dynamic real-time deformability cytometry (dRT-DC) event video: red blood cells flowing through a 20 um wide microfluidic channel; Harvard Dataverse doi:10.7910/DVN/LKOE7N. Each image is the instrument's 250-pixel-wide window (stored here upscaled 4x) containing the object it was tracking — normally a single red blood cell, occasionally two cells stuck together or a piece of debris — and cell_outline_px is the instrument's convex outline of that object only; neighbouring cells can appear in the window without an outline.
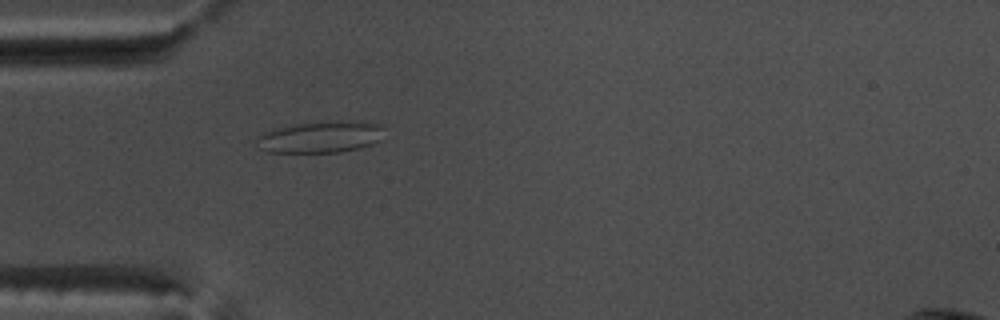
{"species": "common noctule bat (a hibernating species)", "species_latin": "Nyctalus noctula", "temperature_condition": "warm", "stored_images_in_passage": 51, "camera_frame_rate_fps": 3000, "um_per_image_px": 0.085, "animal": {"sex": "male", "body_mass_g": 17.5, "forearm_length_mm": 52.3}, "frame": {"image": 1, "passage_image": 14, "time_ms": 4.333, "image_size_px": [1000, 320], "cell_outline_px": [[384, 128], [380, 140], [372, 144], [360, 148], [340, 152], [268, 152], [260, 148], [256, 140], [256, 136], [272, 128], [296, 124], [336, 120], [364, 120], [380, 124]], "centroid_in_image_um": [27.28, 11.62], "position_along_channel_um": 57.7, "area_um2": 23.93}}
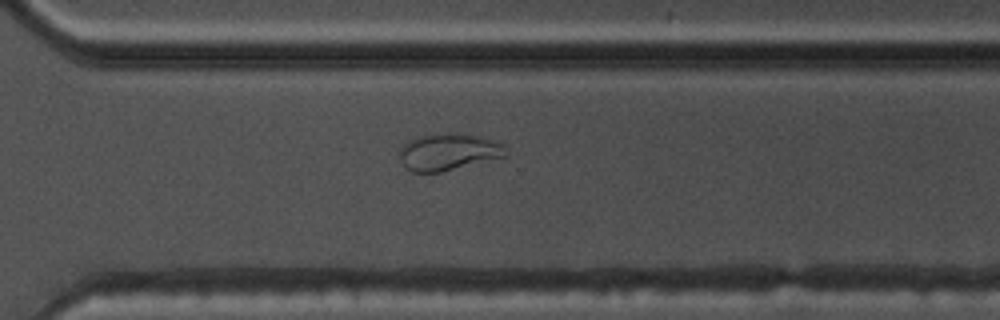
{"frame": {"image": 2, "passage_image": 36, "time_ms": 11.667, "image_size_px": [1000, 320], "cell_outline_px": [[508, 156], [440, 172], [412, 172], [404, 168], [400, 156], [400, 148], [408, 140], [420, 136], [448, 132], [476, 136], [500, 144], [508, 152]], "centroid_in_image_um": [38.07, 12.93], "position_along_channel_um": 332.5, "area_um2": 22.54}}
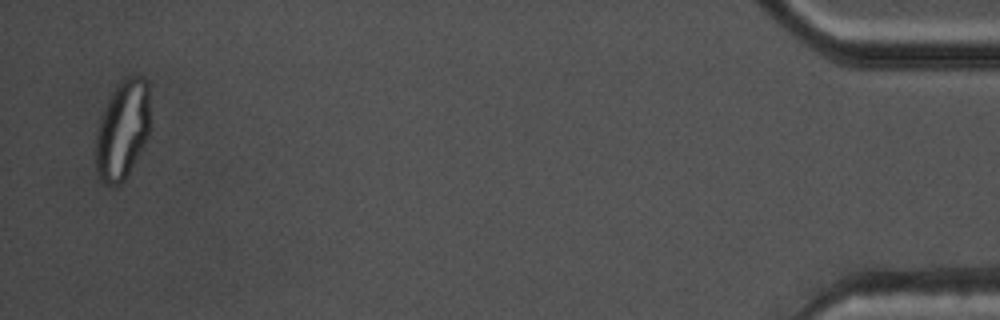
{"frame": {"image": 3, "passage_image": 50, "time_ms": 16.333, "image_size_px": [1000, 320], "cell_outline_px": [[148, 136], [144, 144], [124, 180], [120, 184], [108, 184], [100, 180], [96, 172], [96, 128], [104, 108], [116, 84], [124, 76], [140, 76], [148, 80]], "centroid_in_image_um": [10.39, 11.0], "position_along_channel_um": 424.8, "area_um2": 31.21}}